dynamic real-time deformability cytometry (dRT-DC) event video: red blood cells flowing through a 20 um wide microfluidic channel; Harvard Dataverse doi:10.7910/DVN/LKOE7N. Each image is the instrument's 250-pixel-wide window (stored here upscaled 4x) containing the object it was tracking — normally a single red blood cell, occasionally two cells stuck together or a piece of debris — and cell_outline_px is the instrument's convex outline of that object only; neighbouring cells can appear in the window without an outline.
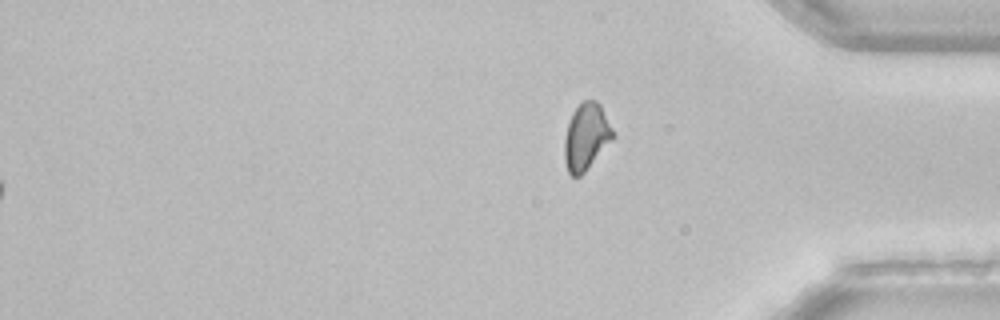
{"species": "common noctule bat (a hibernating species)", "species_latin": "Nyctalus noctula", "temperature_condition": "room temperature", "stored_images_in_passage": 52, "segment_of_instrument_passage": [2, 2], "camera_frame_rate_fps": 3000, "um_per_image_px": 0.085, "animal": {"sex": "female", "body_mass_g": 22.7, "forearm_length_mm": 54.2}, "frame": {"image": 1, "passage_image": 52, "time_ms": 17.0, "image_size_px": [1000, 320], "cell_outline_px": [[616, 136], [584, 172], [580, 176], [572, 176], [568, 172], [564, 160], [564, 140], [568, 124], [572, 112], [580, 100], [596, 100], [600, 104]], "centroid_in_image_um": [49.82, 11.6], "position_along_channel_um": 385.4, "area_um2": 18.9}}